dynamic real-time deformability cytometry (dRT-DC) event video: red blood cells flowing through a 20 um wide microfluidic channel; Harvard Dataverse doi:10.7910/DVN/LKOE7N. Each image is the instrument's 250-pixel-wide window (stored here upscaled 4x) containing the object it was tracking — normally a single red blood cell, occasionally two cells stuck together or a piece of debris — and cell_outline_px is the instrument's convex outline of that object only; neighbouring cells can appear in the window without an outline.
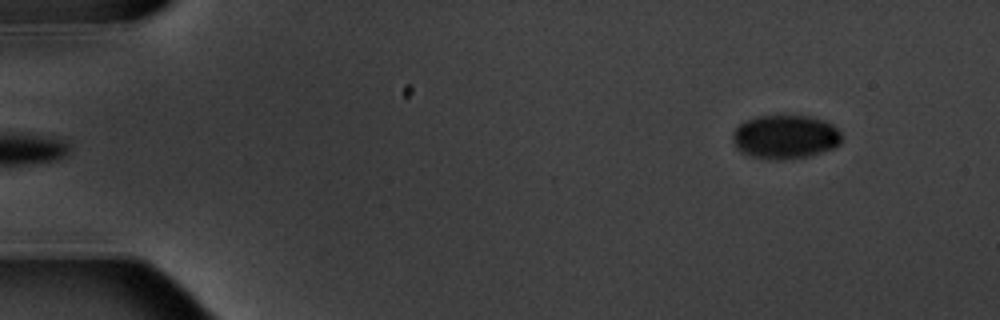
{"species": "common noctule bat (a hibernating species)", "species_latin": "Nyctalus noctula", "temperature_condition": "warm", "stored_images_in_passage": 6, "segment_of_instrument_passage": [2, 2], "camera_frame_rate_fps": 3000, "um_per_image_px": 0.085, "animal": {"sex": "male", "body_mass_g": 20.1, "forearm_length_mm": 53.5}, "frame": {"image": 1, "passage_image": 6, "time_ms": 6.0, "image_size_px": [1000, 320], "cell_outline_px": [[844, 136], [840, 144], [832, 148], [808, 156], [784, 160], [764, 160], [748, 156], [740, 152], [736, 148], [732, 140], [732, 132], [744, 120], [756, 116], [812, 116], [824, 120], [832, 124]], "centroid_in_image_um": [66.71, 11.65], "position_along_channel_um": 18.3, "area_um2": 28.38}}